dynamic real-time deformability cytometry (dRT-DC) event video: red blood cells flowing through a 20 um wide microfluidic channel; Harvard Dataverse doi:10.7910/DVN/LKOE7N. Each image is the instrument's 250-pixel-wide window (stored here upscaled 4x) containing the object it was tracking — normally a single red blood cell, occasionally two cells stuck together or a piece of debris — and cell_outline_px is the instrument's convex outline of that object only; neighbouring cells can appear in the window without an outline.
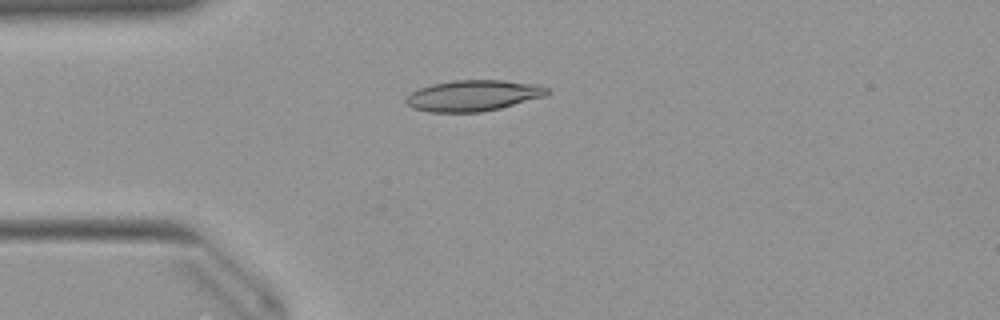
{"species": "Egyptian fruit bat (a non-hibernating species)", "species_latin": "Rousettus aegyptiacus", "temperature_condition": "warm", "stored_images_in_passage": 32, "camera_frame_rate_fps": 3000, "um_per_image_px": 0.085, "animal": {"sex": "female"}, "frame": {"image": 1, "passage_image": 1, "time_ms": 0.0, "image_size_px": [1000, 320], "cell_outline_px": [[552, 92], [544, 96], [500, 108], [480, 112], [428, 112], [412, 108], [404, 100], [412, 92], [420, 88], [432, 84], [452, 80], [504, 80], [536, 84], [548, 88]], "centroid_in_image_um": [40.23, 8.12], "position_along_channel_um": 44.8, "area_um2": 25.43}}
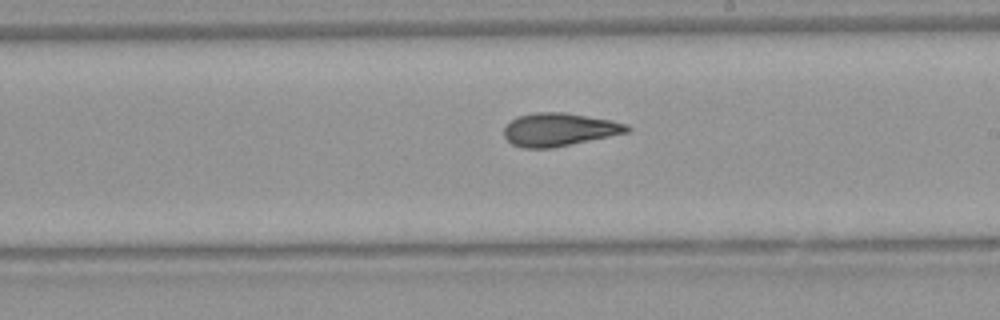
{"frame": {"image": 2, "passage_image": 17, "time_ms": 5.333, "image_size_px": [1000, 320], "cell_outline_px": [[632, 128], [628, 132], [552, 148], [524, 148], [512, 144], [504, 136], [504, 128], [512, 120], [520, 116], [536, 112], [564, 112], [608, 120], [628, 124]], "centroid_in_image_um": [47.52, 11.01], "position_along_channel_um": 241.5, "area_um2": 23.35}}
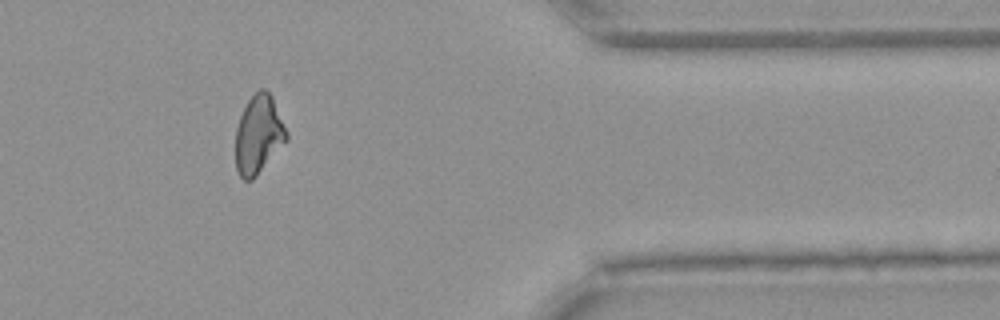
{"frame": {"image": 3, "passage_image": 30, "time_ms": 9.667, "image_size_px": [1000, 320], "cell_outline_px": [[288, 140], [256, 176], [252, 180], [244, 180], [240, 176], [236, 168], [236, 128], [240, 116], [248, 100], [260, 88], [264, 88], [272, 96], [288, 132]], "centroid_in_image_um": [21.99, 11.44], "position_along_channel_um": 389.4, "area_um2": 23.24}, "authors_computed_cell_mechanics": {"area_um2": 23.4957, "velocity_mm_per_s": 3.9846, "shape_relaxation_time_tau1_ms": null, "shape_relaxation_time_tau2_ms": 2.1454, "deformation_change_tau1": null, "deformation_change_tau2": 0.0946}}